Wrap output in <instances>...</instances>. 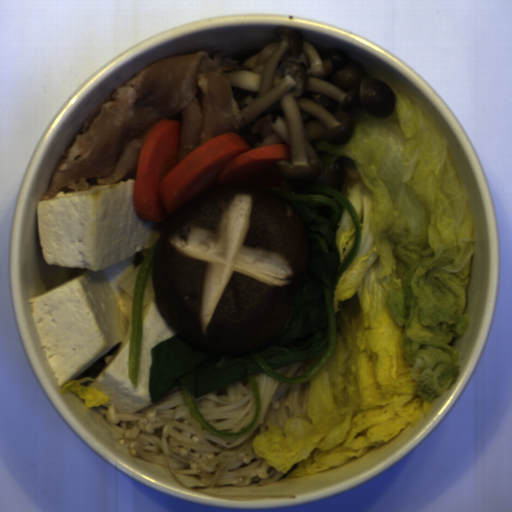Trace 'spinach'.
Masks as SVG:
<instances>
[{
	"label": "spinach",
	"instance_id": "spinach-1",
	"mask_svg": "<svg viewBox=\"0 0 512 512\" xmlns=\"http://www.w3.org/2000/svg\"><path fill=\"white\" fill-rule=\"evenodd\" d=\"M300 217L309 245L304 272L289 313L277 334L259 351L214 353L201 351L170 337L151 348L149 387L151 403L173 387L180 386L189 413L219 437H244L254 431L262 399L254 374L265 373L274 381L301 383L312 379L331 358L337 342L336 310L333 302L340 277L355 258L361 241L357 211L341 192L317 185L298 191H278ZM342 209L353 217L355 243L345 264L336 272L339 257L335 243ZM326 347L323 356L306 374L286 378L271 369L312 358ZM246 378L254 396L255 416L238 432L211 427L198 412L196 397L231 381Z\"/></svg>",
	"mask_w": 512,
	"mask_h": 512
},
{
	"label": "spinach",
	"instance_id": "spinach-2",
	"mask_svg": "<svg viewBox=\"0 0 512 512\" xmlns=\"http://www.w3.org/2000/svg\"><path fill=\"white\" fill-rule=\"evenodd\" d=\"M158 242V241H157ZM157 242L152 245L140 263L131 308V338L129 348L128 376L137 389L142 343V309L146 283L154 265Z\"/></svg>",
	"mask_w": 512,
	"mask_h": 512
}]
</instances>
